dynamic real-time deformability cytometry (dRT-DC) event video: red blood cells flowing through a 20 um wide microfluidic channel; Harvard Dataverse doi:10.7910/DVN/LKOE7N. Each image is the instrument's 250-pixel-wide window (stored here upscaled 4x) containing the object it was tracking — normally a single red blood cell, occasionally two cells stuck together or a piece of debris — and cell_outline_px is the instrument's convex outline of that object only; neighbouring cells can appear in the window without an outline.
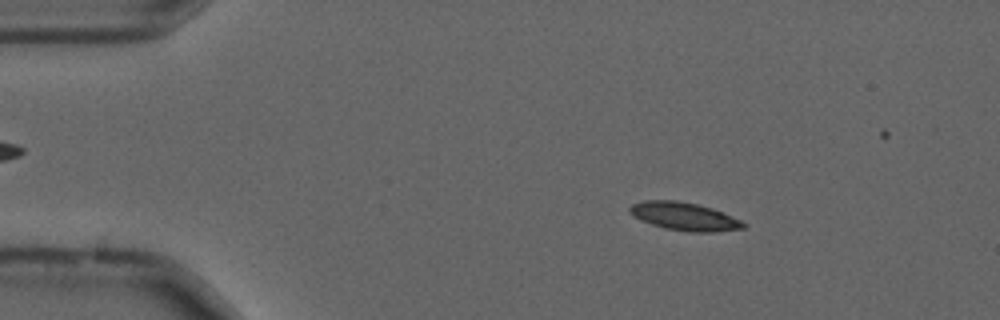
{"species": "common noctule bat (a hibernating species)", "species_latin": "Nyctalus noctula", "temperature_condition": "cold", "stored_images_in_passage": 43, "camera_frame_rate_fps": 3000, "um_per_image_px": 0.085, "animal": {"sex": "male", "forearm_length_mm": 52.5}, "frame": {"image": 1, "passage_image": 8, "time_ms": 2.333, "image_size_px": [1000, 320], "cell_outline_px": [[748, 228], [716, 232], [688, 232], [664, 228], [640, 220], [628, 212], [628, 208], [632, 204], [644, 200], [676, 200], [696, 204], [712, 208], [732, 216], [748, 224]], "centroid_in_image_um": [58.19, 18.4], "position_along_channel_um": 26.8, "area_um2": 18.79}}
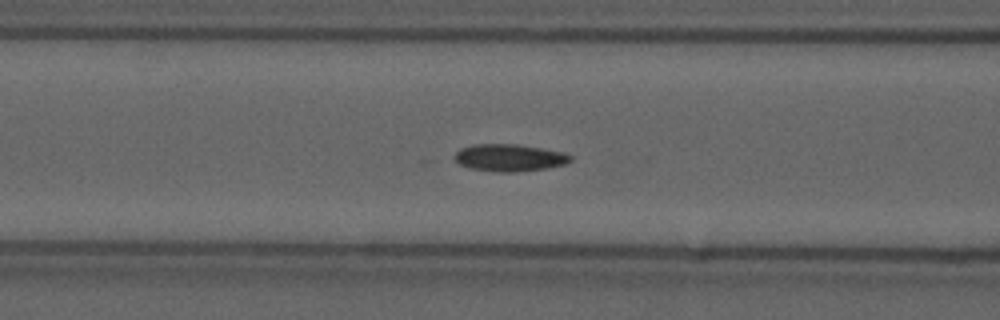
{"frame": {"image": 2, "passage_image": 21, "time_ms": 6.667, "image_size_px": [1000, 320], "cell_outline_px": [[572, 160], [564, 164], [548, 168], [512, 172], [496, 172], [472, 168], [460, 164], [452, 156], [460, 148], [472, 144], [516, 144], [564, 152], [572, 156]], "centroid_in_image_um": [43.29, 13.4], "position_along_channel_um": 123.3, "area_um2": 18.32}}
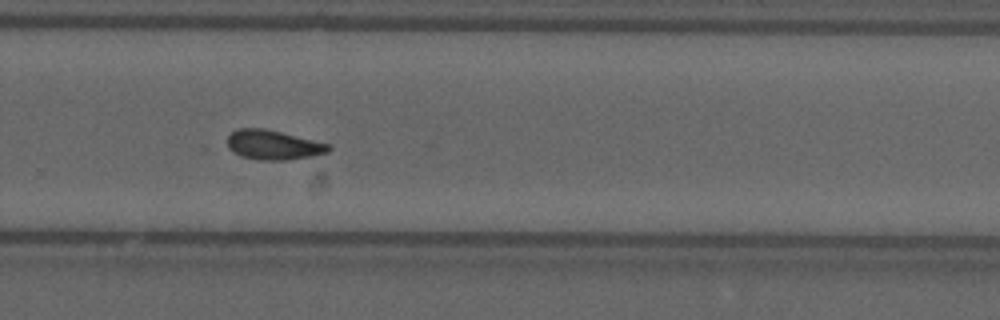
{"frame": {"image": 3, "passage_image": 36, "time_ms": 11.667, "image_size_px": [1000, 320], "cell_outline_px": [[332, 148], [328, 152], [312, 156], [288, 160], [260, 160], [240, 156], [232, 152], [228, 148], [228, 136], [236, 128], [264, 128], [328, 144]], "centroid_in_image_um": [23.19, 12.32], "position_along_channel_um": 306.6, "area_um2": 17.34}, "authors_computed_cell_mechanics": {"area_um2": 17.8024, "velocity_mm_per_s": 3.6647, "shape_relaxation_time_tau1_ms": null, "shape_relaxation_time_tau2_ms": 5.3782, "deformation_change_tau1": null, "deformation_change_tau2": 0.1217}}